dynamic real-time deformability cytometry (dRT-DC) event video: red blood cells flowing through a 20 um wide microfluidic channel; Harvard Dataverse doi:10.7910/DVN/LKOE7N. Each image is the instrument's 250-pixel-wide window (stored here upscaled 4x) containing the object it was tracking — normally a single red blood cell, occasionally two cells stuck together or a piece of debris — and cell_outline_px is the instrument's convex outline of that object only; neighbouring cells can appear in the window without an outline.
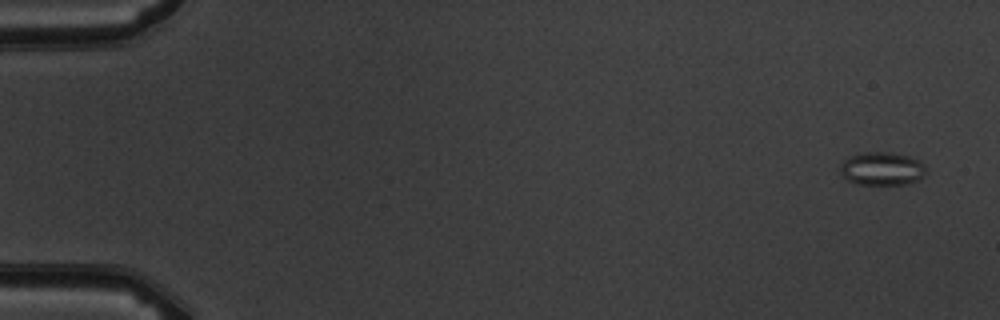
{"species": "common noctule bat (a hibernating species)", "species_latin": "Nyctalus noctula", "temperature_condition": "warm", "stored_images_in_passage": 5, "camera_frame_rate_fps": 3000, "um_per_image_px": 0.085, "animal": {"sex": "male", "body_mass_g": 19.5, "forearm_length_mm": 54.6}, "frame": {"image": 1, "passage_image": 1, "time_ms": 0.0, "image_size_px": [1000, 320], "cell_outline_px": [[928, 172], [920, 180], [904, 184], [856, 184], [848, 180], [840, 172], [840, 164], [844, 160], [860, 152], [888, 152], [908, 156], [920, 160], [924, 164]], "centroid_in_image_um": [75.01, 14.34], "position_along_channel_um": 10.0, "area_um2": 16.76}}